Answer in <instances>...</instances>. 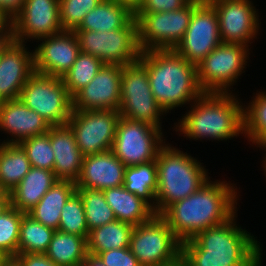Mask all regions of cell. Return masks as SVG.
<instances>
[{"instance_id": "6da1fadb", "label": "cell", "mask_w": 266, "mask_h": 266, "mask_svg": "<svg viewBox=\"0 0 266 266\" xmlns=\"http://www.w3.org/2000/svg\"><path fill=\"white\" fill-rule=\"evenodd\" d=\"M237 216L236 212L228 221L182 242L181 257L185 263L188 266H260L262 244L236 223Z\"/></svg>"}, {"instance_id": "7a4b0ae2", "label": "cell", "mask_w": 266, "mask_h": 266, "mask_svg": "<svg viewBox=\"0 0 266 266\" xmlns=\"http://www.w3.org/2000/svg\"><path fill=\"white\" fill-rule=\"evenodd\" d=\"M229 182L208 180L192 195L169 205L160 216L181 242L222 224L238 211V188Z\"/></svg>"}, {"instance_id": "3957f363", "label": "cell", "mask_w": 266, "mask_h": 266, "mask_svg": "<svg viewBox=\"0 0 266 266\" xmlns=\"http://www.w3.org/2000/svg\"><path fill=\"white\" fill-rule=\"evenodd\" d=\"M139 61L146 67L151 91L166 115L169 110L191 105L204 93L197 66L174 49L143 51Z\"/></svg>"}, {"instance_id": "277c9868", "label": "cell", "mask_w": 266, "mask_h": 266, "mask_svg": "<svg viewBox=\"0 0 266 266\" xmlns=\"http://www.w3.org/2000/svg\"><path fill=\"white\" fill-rule=\"evenodd\" d=\"M238 96L233 92H204L174 123V130L195 141H227L244 135V105Z\"/></svg>"}, {"instance_id": "5b68a950", "label": "cell", "mask_w": 266, "mask_h": 266, "mask_svg": "<svg viewBox=\"0 0 266 266\" xmlns=\"http://www.w3.org/2000/svg\"><path fill=\"white\" fill-rule=\"evenodd\" d=\"M158 188L155 215L169 205L195 193L210 180L208 170L199 160L170 143H165L156 157Z\"/></svg>"}, {"instance_id": "8992f818", "label": "cell", "mask_w": 266, "mask_h": 266, "mask_svg": "<svg viewBox=\"0 0 266 266\" xmlns=\"http://www.w3.org/2000/svg\"><path fill=\"white\" fill-rule=\"evenodd\" d=\"M118 111L121 117L146 123L162 130L161 118L166 113L154 98L147 69L139 60L122 66Z\"/></svg>"}, {"instance_id": "52a82bcc", "label": "cell", "mask_w": 266, "mask_h": 266, "mask_svg": "<svg viewBox=\"0 0 266 266\" xmlns=\"http://www.w3.org/2000/svg\"><path fill=\"white\" fill-rule=\"evenodd\" d=\"M19 98L50 126L65 125L73 111V98L61 77L34 72L22 88Z\"/></svg>"}, {"instance_id": "ba28073f", "label": "cell", "mask_w": 266, "mask_h": 266, "mask_svg": "<svg viewBox=\"0 0 266 266\" xmlns=\"http://www.w3.org/2000/svg\"><path fill=\"white\" fill-rule=\"evenodd\" d=\"M251 48L242 44L221 43L198 65V82L204 92L230 93L244 73ZM232 86V87H231Z\"/></svg>"}, {"instance_id": "9c48e42d", "label": "cell", "mask_w": 266, "mask_h": 266, "mask_svg": "<svg viewBox=\"0 0 266 266\" xmlns=\"http://www.w3.org/2000/svg\"><path fill=\"white\" fill-rule=\"evenodd\" d=\"M181 243L168 223L160 215H154L134 226L129 248L142 266H163L181 257Z\"/></svg>"}, {"instance_id": "30bf717a", "label": "cell", "mask_w": 266, "mask_h": 266, "mask_svg": "<svg viewBox=\"0 0 266 266\" xmlns=\"http://www.w3.org/2000/svg\"><path fill=\"white\" fill-rule=\"evenodd\" d=\"M80 52L90 54L109 65H130L139 60L138 22L135 19L128 27L100 32L74 31Z\"/></svg>"}, {"instance_id": "8fae6325", "label": "cell", "mask_w": 266, "mask_h": 266, "mask_svg": "<svg viewBox=\"0 0 266 266\" xmlns=\"http://www.w3.org/2000/svg\"><path fill=\"white\" fill-rule=\"evenodd\" d=\"M198 4L199 2L191 0L179 10L135 13L141 52L155 49H174L182 40L194 8Z\"/></svg>"}, {"instance_id": "7c38bea8", "label": "cell", "mask_w": 266, "mask_h": 266, "mask_svg": "<svg viewBox=\"0 0 266 266\" xmlns=\"http://www.w3.org/2000/svg\"><path fill=\"white\" fill-rule=\"evenodd\" d=\"M164 138L163 130L120 116L111 151L126 167L146 164L156 160Z\"/></svg>"}, {"instance_id": "4fadbf2b", "label": "cell", "mask_w": 266, "mask_h": 266, "mask_svg": "<svg viewBox=\"0 0 266 266\" xmlns=\"http://www.w3.org/2000/svg\"><path fill=\"white\" fill-rule=\"evenodd\" d=\"M120 113L116 110H73L66 123L84 156L111 150Z\"/></svg>"}, {"instance_id": "5bb4252c", "label": "cell", "mask_w": 266, "mask_h": 266, "mask_svg": "<svg viewBox=\"0 0 266 266\" xmlns=\"http://www.w3.org/2000/svg\"><path fill=\"white\" fill-rule=\"evenodd\" d=\"M219 20L211 3H199L182 40L174 50L197 66L213 49L221 44Z\"/></svg>"}, {"instance_id": "9a60e30c", "label": "cell", "mask_w": 266, "mask_h": 266, "mask_svg": "<svg viewBox=\"0 0 266 266\" xmlns=\"http://www.w3.org/2000/svg\"><path fill=\"white\" fill-rule=\"evenodd\" d=\"M211 4L217 12L222 43L251 46L261 28L259 9L252 0H215Z\"/></svg>"}, {"instance_id": "2e32d148", "label": "cell", "mask_w": 266, "mask_h": 266, "mask_svg": "<svg viewBox=\"0 0 266 266\" xmlns=\"http://www.w3.org/2000/svg\"><path fill=\"white\" fill-rule=\"evenodd\" d=\"M61 31L59 0H25L21 13L13 20V41L19 43Z\"/></svg>"}, {"instance_id": "e0dca14e", "label": "cell", "mask_w": 266, "mask_h": 266, "mask_svg": "<svg viewBox=\"0 0 266 266\" xmlns=\"http://www.w3.org/2000/svg\"><path fill=\"white\" fill-rule=\"evenodd\" d=\"M34 51V70L37 73L62 77L74 64L80 53L74 31L63 30L38 39ZM42 41V42H41Z\"/></svg>"}, {"instance_id": "ac0fdd59", "label": "cell", "mask_w": 266, "mask_h": 266, "mask_svg": "<svg viewBox=\"0 0 266 266\" xmlns=\"http://www.w3.org/2000/svg\"><path fill=\"white\" fill-rule=\"evenodd\" d=\"M122 66L104 64L73 97V110H119Z\"/></svg>"}, {"instance_id": "d6986e66", "label": "cell", "mask_w": 266, "mask_h": 266, "mask_svg": "<svg viewBox=\"0 0 266 266\" xmlns=\"http://www.w3.org/2000/svg\"><path fill=\"white\" fill-rule=\"evenodd\" d=\"M12 41L0 55V102L17 99L34 70V51Z\"/></svg>"}, {"instance_id": "ffe728a7", "label": "cell", "mask_w": 266, "mask_h": 266, "mask_svg": "<svg viewBox=\"0 0 266 266\" xmlns=\"http://www.w3.org/2000/svg\"><path fill=\"white\" fill-rule=\"evenodd\" d=\"M50 127L42 116L29 109L20 98L0 102V131L11 137L0 143L19 144L32 136L47 133Z\"/></svg>"}, {"instance_id": "44dd1931", "label": "cell", "mask_w": 266, "mask_h": 266, "mask_svg": "<svg viewBox=\"0 0 266 266\" xmlns=\"http://www.w3.org/2000/svg\"><path fill=\"white\" fill-rule=\"evenodd\" d=\"M126 166L111 150L84 156L77 188L101 190L124 185Z\"/></svg>"}, {"instance_id": "7402d4cb", "label": "cell", "mask_w": 266, "mask_h": 266, "mask_svg": "<svg viewBox=\"0 0 266 266\" xmlns=\"http://www.w3.org/2000/svg\"><path fill=\"white\" fill-rule=\"evenodd\" d=\"M49 138L54 152L53 171L56 178L76 182L84 155L78 148L72 130L67 124L51 126Z\"/></svg>"}, {"instance_id": "603a6c76", "label": "cell", "mask_w": 266, "mask_h": 266, "mask_svg": "<svg viewBox=\"0 0 266 266\" xmlns=\"http://www.w3.org/2000/svg\"><path fill=\"white\" fill-rule=\"evenodd\" d=\"M57 180L54 171L31 167L19 184L9 192L11 206L27 214Z\"/></svg>"}, {"instance_id": "cb8c5ba5", "label": "cell", "mask_w": 266, "mask_h": 266, "mask_svg": "<svg viewBox=\"0 0 266 266\" xmlns=\"http://www.w3.org/2000/svg\"><path fill=\"white\" fill-rule=\"evenodd\" d=\"M103 194L114 211L116 220L138 226L155 215L153 208L145 200L129 192L123 185L104 189Z\"/></svg>"}, {"instance_id": "d4e9b609", "label": "cell", "mask_w": 266, "mask_h": 266, "mask_svg": "<svg viewBox=\"0 0 266 266\" xmlns=\"http://www.w3.org/2000/svg\"><path fill=\"white\" fill-rule=\"evenodd\" d=\"M135 20V13L127 6L113 0H102L87 13L74 31H112L128 27Z\"/></svg>"}, {"instance_id": "484cf974", "label": "cell", "mask_w": 266, "mask_h": 266, "mask_svg": "<svg viewBox=\"0 0 266 266\" xmlns=\"http://www.w3.org/2000/svg\"><path fill=\"white\" fill-rule=\"evenodd\" d=\"M76 188L75 182L57 180L27 214L41 224L58 230L62 208L76 192Z\"/></svg>"}, {"instance_id": "4316f807", "label": "cell", "mask_w": 266, "mask_h": 266, "mask_svg": "<svg viewBox=\"0 0 266 266\" xmlns=\"http://www.w3.org/2000/svg\"><path fill=\"white\" fill-rule=\"evenodd\" d=\"M87 253L85 237L56 230L45 254L59 266H83Z\"/></svg>"}, {"instance_id": "83f0119b", "label": "cell", "mask_w": 266, "mask_h": 266, "mask_svg": "<svg viewBox=\"0 0 266 266\" xmlns=\"http://www.w3.org/2000/svg\"><path fill=\"white\" fill-rule=\"evenodd\" d=\"M134 226L115 220L89 231L87 251L98 255L111 249L128 248Z\"/></svg>"}, {"instance_id": "f1b7e54d", "label": "cell", "mask_w": 266, "mask_h": 266, "mask_svg": "<svg viewBox=\"0 0 266 266\" xmlns=\"http://www.w3.org/2000/svg\"><path fill=\"white\" fill-rule=\"evenodd\" d=\"M31 168L26 152L19 144L0 143V185L11 192Z\"/></svg>"}, {"instance_id": "f546056e", "label": "cell", "mask_w": 266, "mask_h": 266, "mask_svg": "<svg viewBox=\"0 0 266 266\" xmlns=\"http://www.w3.org/2000/svg\"><path fill=\"white\" fill-rule=\"evenodd\" d=\"M123 186L129 192L145 200L154 209L158 188L156 160L126 167Z\"/></svg>"}, {"instance_id": "4dcf8cb0", "label": "cell", "mask_w": 266, "mask_h": 266, "mask_svg": "<svg viewBox=\"0 0 266 266\" xmlns=\"http://www.w3.org/2000/svg\"><path fill=\"white\" fill-rule=\"evenodd\" d=\"M55 230L24 214L20 223L18 254H45Z\"/></svg>"}, {"instance_id": "1f68e13d", "label": "cell", "mask_w": 266, "mask_h": 266, "mask_svg": "<svg viewBox=\"0 0 266 266\" xmlns=\"http://www.w3.org/2000/svg\"><path fill=\"white\" fill-rule=\"evenodd\" d=\"M103 65L104 63L101 59L80 52L71 69L61 77L70 96L73 98L83 89Z\"/></svg>"}, {"instance_id": "d6a6232c", "label": "cell", "mask_w": 266, "mask_h": 266, "mask_svg": "<svg viewBox=\"0 0 266 266\" xmlns=\"http://www.w3.org/2000/svg\"><path fill=\"white\" fill-rule=\"evenodd\" d=\"M76 192L83 201L89 231L116 220L114 211L106 202L103 191L89 188H76Z\"/></svg>"}, {"instance_id": "836d02e7", "label": "cell", "mask_w": 266, "mask_h": 266, "mask_svg": "<svg viewBox=\"0 0 266 266\" xmlns=\"http://www.w3.org/2000/svg\"><path fill=\"white\" fill-rule=\"evenodd\" d=\"M266 133V91H257L244 105V138L254 144Z\"/></svg>"}, {"instance_id": "e575fe53", "label": "cell", "mask_w": 266, "mask_h": 266, "mask_svg": "<svg viewBox=\"0 0 266 266\" xmlns=\"http://www.w3.org/2000/svg\"><path fill=\"white\" fill-rule=\"evenodd\" d=\"M59 231L88 238L85 208L80 195L75 192L65 203L60 214Z\"/></svg>"}, {"instance_id": "d590c367", "label": "cell", "mask_w": 266, "mask_h": 266, "mask_svg": "<svg viewBox=\"0 0 266 266\" xmlns=\"http://www.w3.org/2000/svg\"><path fill=\"white\" fill-rule=\"evenodd\" d=\"M24 213L10 206L0 215V250L9 258L18 254L20 223Z\"/></svg>"}, {"instance_id": "8d00e7d4", "label": "cell", "mask_w": 266, "mask_h": 266, "mask_svg": "<svg viewBox=\"0 0 266 266\" xmlns=\"http://www.w3.org/2000/svg\"><path fill=\"white\" fill-rule=\"evenodd\" d=\"M26 152L31 167L47 169L53 171L54 152L47 133L32 136L19 143Z\"/></svg>"}, {"instance_id": "74e56055", "label": "cell", "mask_w": 266, "mask_h": 266, "mask_svg": "<svg viewBox=\"0 0 266 266\" xmlns=\"http://www.w3.org/2000/svg\"><path fill=\"white\" fill-rule=\"evenodd\" d=\"M102 0H59L60 21L63 30L74 31L85 15Z\"/></svg>"}, {"instance_id": "f35d334b", "label": "cell", "mask_w": 266, "mask_h": 266, "mask_svg": "<svg viewBox=\"0 0 266 266\" xmlns=\"http://www.w3.org/2000/svg\"><path fill=\"white\" fill-rule=\"evenodd\" d=\"M105 266H142L130 248L111 249L98 254Z\"/></svg>"}, {"instance_id": "ab89813d", "label": "cell", "mask_w": 266, "mask_h": 266, "mask_svg": "<svg viewBox=\"0 0 266 266\" xmlns=\"http://www.w3.org/2000/svg\"><path fill=\"white\" fill-rule=\"evenodd\" d=\"M191 0H144L135 13H157L179 10Z\"/></svg>"}, {"instance_id": "60d3db41", "label": "cell", "mask_w": 266, "mask_h": 266, "mask_svg": "<svg viewBox=\"0 0 266 266\" xmlns=\"http://www.w3.org/2000/svg\"><path fill=\"white\" fill-rule=\"evenodd\" d=\"M14 258L20 266H59L49 259L46 254L20 253Z\"/></svg>"}, {"instance_id": "b9f144b4", "label": "cell", "mask_w": 266, "mask_h": 266, "mask_svg": "<svg viewBox=\"0 0 266 266\" xmlns=\"http://www.w3.org/2000/svg\"><path fill=\"white\" fill-rule=\"evenodd\" d=\"M25 0H0V10L14 20L22 11Z\"/></svg>"}, {"instance_id": "7bdbcfd3", "label": "cell", "mask_w": 266, "mask_h": 266, "mask_svg": "<svg viewBox=\"0 0 266 266\" xmlns=\"http://www.w3.org/2000/svg\"><path fill=\"white\" fill-rule=\"evenodd\" d=\"M13 41V29H0V55Z\"/></svg>"}, {"instance_id": "ee69618b", "label": "cell", "mask_w": 266, "mask_h": 266, "mask_svg": "<svg viewBox=\"0 0 266 266\" xmlns=\"http://www.w3.org/2000/svg\"><path fill=\"white\" fill-rule=\"evenodd\" d=\"M83 266H105V265L98 255L87 253L86 258L84 259Z\"/></svg>"}, {"instance_id": "f6af8a7d", "label": "cell", "mask_w": 266, "mask_h": 266, "mask_svg": "<svg viewBox=\"0 0 266 266\" xmlns=\"http://www.w3.org/2000/svg\"><path fill=\"white\" fill-rule=\"evenodd\" d=\"M129 7L134 13L140 8L144 0H113Z\"/></svg>"}, {"instance_id": "bcb514c9", "label": "cell", "mask_w": 266, "mask_h": 266, "mask_svg": "<svg viewBox=\"0 0 266 266\" xmlns=\"http://www.w3.org/2000/svg\"><path fill=\"white\" fill-rule=\"evenodd\" d=\"M0 29H13V21L0 10Z\"/></svg>"}, {"instance_id": "7dc6e473", "label": "cell", "mask_w": 266, "mask_h": 266, "mask_svg": "<svg viewBox=\"0 0 266 266\" xmlns=\"http://www.w3.org/2000/svg\"><path fill=\"white\" fill-rule=\"evenodd\" d=\"M11 206L10 202V195L9 193H6L1 199H0V215L4 213L9 207Z\"/></svg>"}, {"instance_id": "c3c4849f", "label": "cell", "mask_w": 266, "mask_h": 266, "mask_svg": "<svg viewBox=\"0 0 266 266\" xmlns=\"http://www.w3.org/2000/svg\"><path fill=\"white\" fill-rule=\"evenodd\" d=\"M163 266H188V265L185 263L184 259L180 257L176 261Z\"/></svg>"}, {"instance_id": "681fc988", "label": "cell", "mask_w": 266, "mask_h": 266, "mask_svg": "<svg viewBox=\"0 0 266 266\" xmlns=\"http://www.w3.org/2000/svg\"><path fill=\"white\" fill-rule=\"evenodd\" d=\"M2 266H20L15 258H8Z\"/></svg>"}, {"instance_id": "f907efd6", "label": "cell", "mask_w": 266, "mask_h": 266, "mask_svg": "<svg viewBox=\"0 0 266 266\" xmlns=\"http://www.w3.org/2000/svg\"><path fill=\"white\" fill-rule=\"evenodd\" d=\"M256 146H266V133L255 143Z\"/></svg>"}, {"instance_id": "816d5d0a", "label": "cell", "mask_w": 266, "mask_h": 266, "mask_svg": "<svg viewBox=\"0 0 266 266\" xmlns=\"http://www.w3.org/2000/svg\"><path fill=\"white\" fill-rule=\"evenodd\" d=\"M9 257L0 250V266H2Z\"/></svg>"}, {"instance_id": "f5cc1de1", "label": "cell", "mask_w": 266, "mask_h": 266, "mask_svg": "<svg viewBox=\"0 0 266 266\" xmlns=\"http://www.w3.org/2000/svg\"><path fill=\"white\" fill-rule=\"evenodd\" d=\"M255 147H257V148L259 147V148H261V149L263 148L262 150L266 151V146H255ZM265 156H266V153H265ZM265 156L263 157V159H264V160H263V161H264V162H263V163H264V164H263V167H264L263 170H264V174H265V176H266V157H265Z\"/></svg>"}, {"instance_id": "db71d44e", "label": "cell", "mask_w": 266, "mask_h": 266, "mask_svg": "<svg viewBox=\"0 0 266 266\" xmlns=\"http://www.w3.org/2000/svg\"><path fill=\"white\" fill-rule=\"evenodd\" d=\"M194 1H197L199 3H212L215 0H194Z\"/></svg>"}, {"instance_id": "11a10c76", "label": "cell", "mask_w": 266, "mask_h": 266, "mask_svg": "<svg viewBox=\"0 0 266 266\" xmlns=\"http://www.w3.org/2000/svg\"><path fill=\"white\" fill-rule=\"evenodd\" d=\"M7 192L1 187L0 185V199L6 194Z\"/></svg>"}]
</instances>
